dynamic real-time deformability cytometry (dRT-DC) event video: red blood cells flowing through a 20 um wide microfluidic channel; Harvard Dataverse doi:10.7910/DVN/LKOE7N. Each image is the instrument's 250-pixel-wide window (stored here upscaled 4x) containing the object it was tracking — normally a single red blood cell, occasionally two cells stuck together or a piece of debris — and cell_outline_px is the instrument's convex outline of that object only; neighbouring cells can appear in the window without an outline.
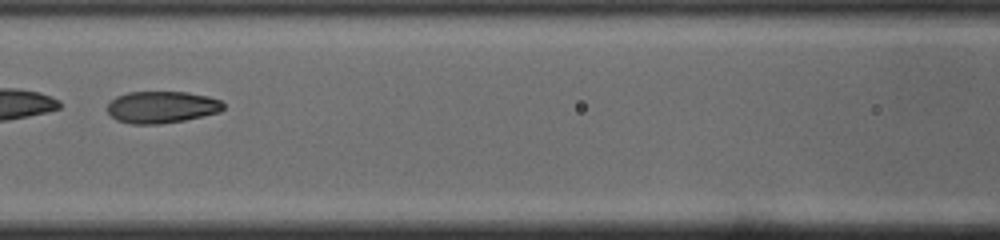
{"species": "common noctule bat (a hibernating species)", "species_latin": "Nyctalus noctula", "temperature_condition": "cold", "stored_images_in_passage": 37, "camera_frame_rate_fps": 3000, "um_per_image_px": 0.085, "animal": {"sex": "male", "body_mass_g": 19.0, "forearm_length_mm": 50.8}, "frame": {"image": 1, "passage_image": 22, "time_ms": 7.0, "image_size_px": [1000, 240], "cell_outline_px": [[224, 108], [220, 112], [184, 120], [160, 124], [132, 124], [116, 120], [108, 112], [108, 104], [116, 96], [128, 92], [188, 92], [208, 96], [220, 100], [224, 104]], "centroid_in_image_um": [13.75, 9.1], "position_along_channel_um": 152.8, "area_um2": 21.56}}